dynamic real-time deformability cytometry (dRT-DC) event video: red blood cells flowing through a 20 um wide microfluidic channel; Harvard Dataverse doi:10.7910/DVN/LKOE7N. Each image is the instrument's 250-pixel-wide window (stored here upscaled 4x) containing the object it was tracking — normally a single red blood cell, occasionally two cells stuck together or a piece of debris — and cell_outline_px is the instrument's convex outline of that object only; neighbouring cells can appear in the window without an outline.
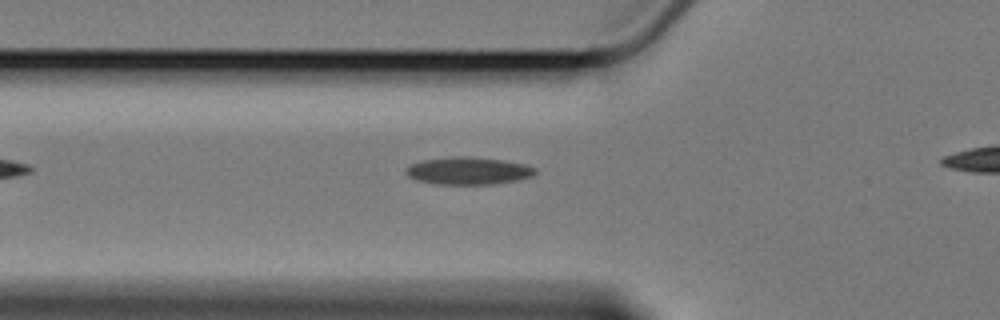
{"species": "Egyptian fruit bat (a non-hibernating species)", "species_latin": "Rousettus aegyptiacus", "temperature_condition": "cold", "stored_images_in_passage": 29, "camera_frame_rate_fps": 3000, "um_per_image_px": 0.085, "animal": {"sex": "female"}, "frame": {"image": 1, "passage_image": 3, "time_ms": 0.667, "image_size_px": [1000, 320], "cell_outline_px": [[536, 172], [532, 176], [516, 180], [492, 184], [436, 184], [416, 180], [408, 176], [404, 172], [404, 168], [408, 164], [420, 160], [452, 156], [472, 156], [504, 160], [528, 164], [536, 168]], "centroid_in_image_um": [39.76, 14.5], "position_along_channel_um": 86.0, "area_um2": 21.1}}
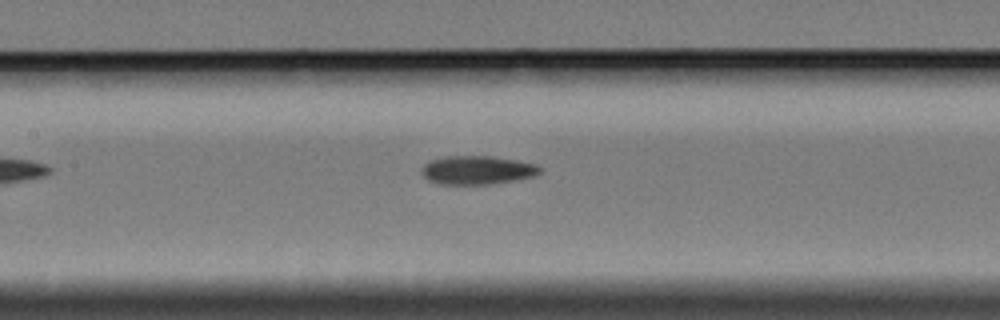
{"frame": {"image": 2, "passage_image": 10, "time_ms": 3.0, "image_size_px": [1000, 320], "cell_outline_px": [[544, 168], [536, 176], [492, 184], [440, 184], [428, 180], [420, 172], [420, 168], [428, 160], [444, 156], [492, 156], [516, 160], [536, 164]], "centroid_in_image_um": [40.55, 14.45], "position_along_channel_um": 166.8, "area_um2": 20.0}}
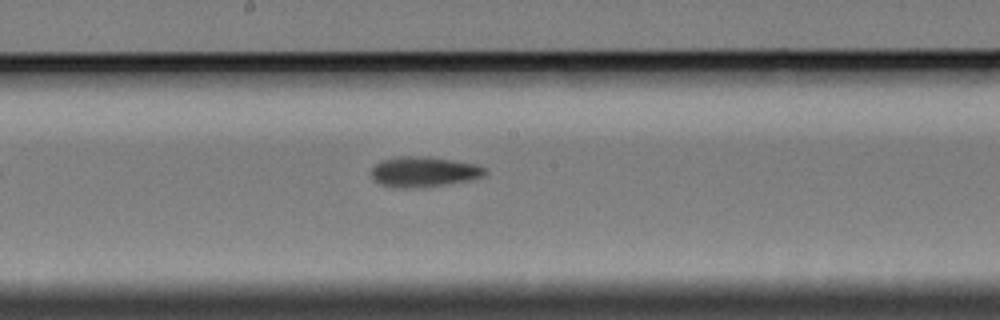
{"frame": {"image": 3, "passage_image": 14, "time_ms": 4.333, "image_size_px": [1000, 320], "cell_outline_px": [[488, 172], [484, 176], [472, 180], [444, 184], [404, 188], [400, 188], [380, 184], [372, 176], [372, 168], [380, 160], [400, 156], [428, 156], [480, 164], [488, 168]], "centroid_in_image_um": [36.1, 14.57], "position_along_channel_um": 212.1, "area_um2": 20.17}}